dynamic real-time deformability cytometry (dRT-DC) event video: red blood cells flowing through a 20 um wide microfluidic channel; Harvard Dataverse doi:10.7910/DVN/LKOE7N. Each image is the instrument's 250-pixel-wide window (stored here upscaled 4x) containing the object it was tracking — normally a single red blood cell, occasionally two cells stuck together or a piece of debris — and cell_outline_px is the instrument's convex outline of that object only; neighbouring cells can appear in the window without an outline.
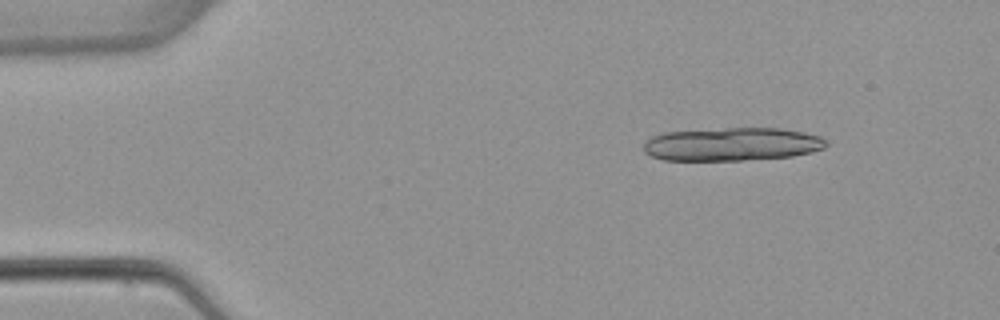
{"species": "common noctule bat (a hibernating species)", "species_latin": "Nyctalus noctula", "temperature_condition": "warm", "stored_images_in_passage": 4, "camera_frame_rate_fps": 3000, "um_per_image_px": 0.085, "animal": {"sex": "female", "body_mass_g": 22.7, "forearm_length_mm": 54.2}, "frame": {"image": 1, "passage_image": 1, "time_ms": 0.0, "image_size_px": [1000, 320], "cell_outline_px": [[828, 144], [824, 148], [812, 152], [792, 156], [740, 160], [664, 160], [652, 156], [644, 152], [644, 144], [652, 136], [664, 132], [724, 128], [780, 128], [804, 132], [820, 136], [828, 140]], "centroid_in_image_um": [62.25, 12.25], "position_along_channel_um": 22.7, "area_um2": 35.43}}
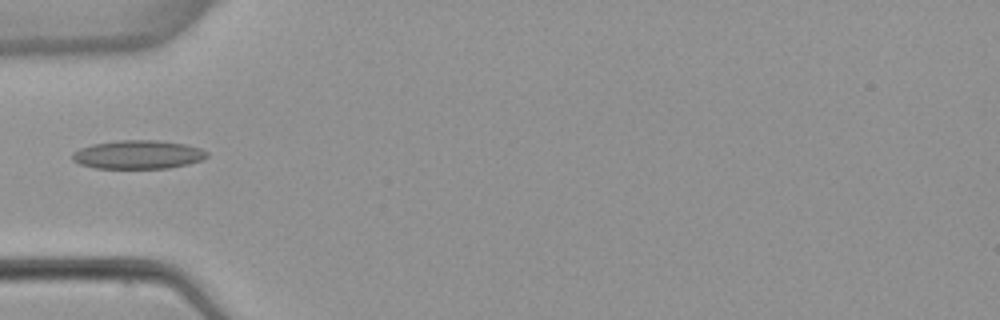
{"frame": {"image": 2, "passage_image": 4, "time_ms": 3.667, "image_size_px": [1000, 320], "cell_outline_px": [[208, 156], [204, 160], [188, 164], [168, 168], [96, 168], [80, 164], [72, 160], [72, 152], [80, 148], [92, 144], [116, 140], [156, 140], [184, 144], [200, 148], [208, 152]], "centroid_in_image_um": [11.73, 13.14], "position_along_channel_um": 73.3, "area_um2": 22.54}}